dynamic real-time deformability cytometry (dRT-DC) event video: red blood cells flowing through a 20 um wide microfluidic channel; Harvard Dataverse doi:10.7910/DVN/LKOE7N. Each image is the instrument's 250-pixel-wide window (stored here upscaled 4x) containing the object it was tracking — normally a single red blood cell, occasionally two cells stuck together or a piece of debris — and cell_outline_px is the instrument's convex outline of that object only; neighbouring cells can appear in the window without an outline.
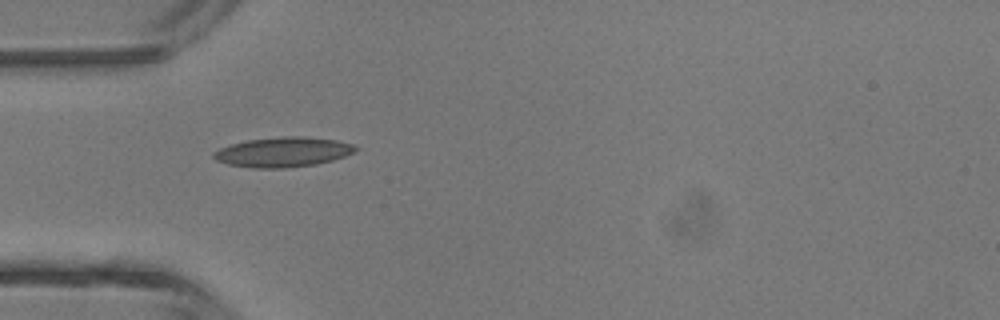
{"species": "common noctule bat (a hibernating species)", "species_latin": "Nyctalus noctula", "temperature_condition": "room temperature", "stored_images_in_passage": 5, "camera_frame_rate_fps": 3000, "um_per_image_px": 0.085, "animal": {"sex": "male", "body_mass_g": 13.3}, "frame": {"image": 1, "passage_image": 5, "time_ms": 4.667, "image_size_px": [1000, 320], "cell_outline_px": [[360, 148], [344, 156], [332, 160], [316, 164], [284, 168], [252, 168], [228, 164], [216, 160], [212, 156], [212, 152], [220, 148], [232, 144], [248, 140], [284, 136], [304, 136], [336, 140], [352, 144]], "centroid_in_image_um": [24.04, 12.92], "position_along_channel_um": 61.0, "area_um2": 24.57}}